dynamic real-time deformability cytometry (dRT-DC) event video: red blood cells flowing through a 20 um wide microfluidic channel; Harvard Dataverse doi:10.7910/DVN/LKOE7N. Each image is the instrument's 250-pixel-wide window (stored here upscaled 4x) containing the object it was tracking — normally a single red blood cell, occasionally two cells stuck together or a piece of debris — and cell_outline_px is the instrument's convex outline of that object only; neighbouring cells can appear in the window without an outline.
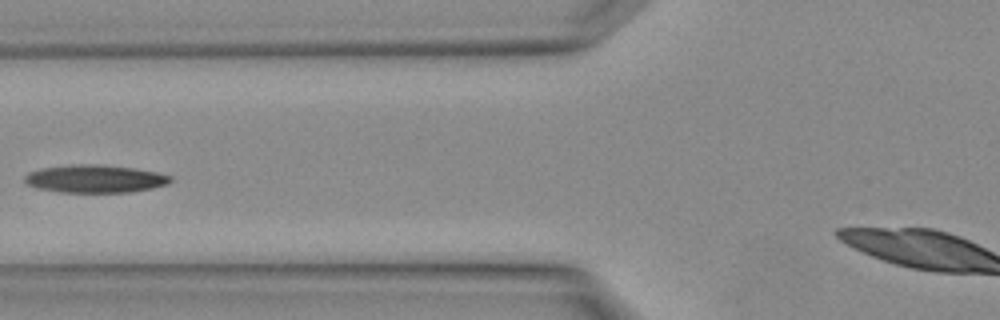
{"species": "Egyptian fruit bat (a non-hibernating species)", "species_latin": "Rousettus aegyptiacus", "temperature_condition": "warm", "stored_images_in_passage": 4, "camera_frame_rate_fps": 3000, "um_per_image_px": 0.085, "animal": {"sex": "female"}, "frame": {"image": 1, "passage_image": 3, "time_ms": 0.667, "image_size_px": [1000, 320], "cell_outline_px": [[172, 180], [168, 184], [152, 188], [128, 192], [60, 192], [40, 188], [28, 184], [24, 180], [24, 176], [28, 172], [40, 168], [68, 164], [100, 164], [132, 168], [156, 172], [172, 176]], "centroid_in_image_um": [8.06, 15.18], "position_along_channel_um": 117.7, "area_um2": 23.64}}